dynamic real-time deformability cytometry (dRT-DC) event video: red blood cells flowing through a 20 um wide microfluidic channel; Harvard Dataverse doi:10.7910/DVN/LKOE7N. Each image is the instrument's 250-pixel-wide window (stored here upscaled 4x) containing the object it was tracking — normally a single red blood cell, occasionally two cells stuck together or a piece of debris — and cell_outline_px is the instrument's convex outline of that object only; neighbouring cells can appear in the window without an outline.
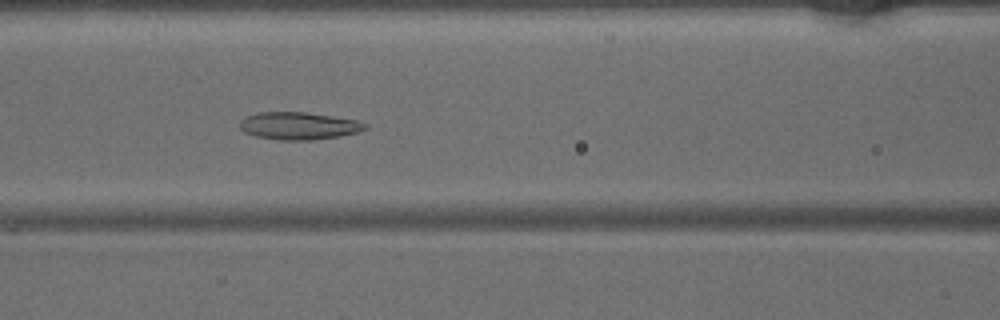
{"species": "common noctule bat (a hibernating species)", "species_latin": "Nyctalus noctula", "temperature_condition": "warm", "stored_images_in_passage": 46, "camera_frame_rate_fps": 3000, "um_per_image_px": 0.085, "animal": {"sex": "male", "body_mass_g": 15.6}, "frame": {"image": 1, "passage_image": 19, "time_ms": 6.0, "image_size_px": [1000, 320], "cell_outline_px": [[368, 128], [360, 132], [340, 136], [312, 140], [280, 140], [256, 136], [244, 132], [240, 128], [240, 120], [244, 116], [260, 112], [304, 112], [332, 116], [356, 120], [368, 124]], "centroid_in_image_um": [25.4, 10.7], "position_along_channel_um": 141.2, "area_um2": 20.17}}
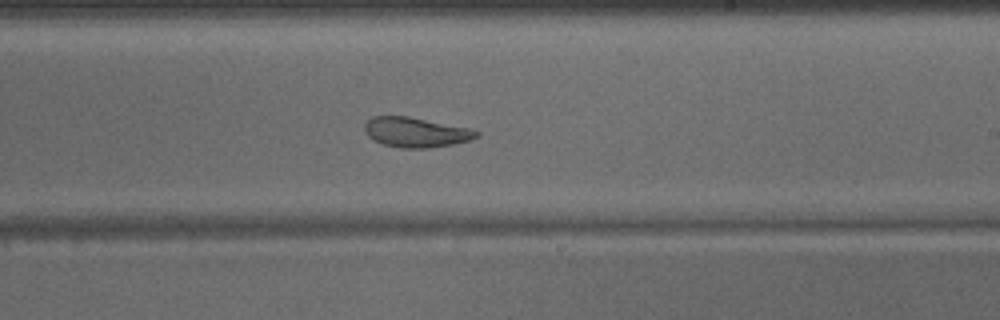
{"frame": {"image": 2, "passage_image": 27, "time_ms": 8.667, "image_size_px": [1000, 320], "cell_outline_px": [[480, 136], [468, 140], [452, 144], [428, 148], [400, 148], [384, 144], [372, 140], [364, 132], [364, 124], [372, 116], [408, 116], [472, 128], [480, 132]], "centroid_in_image_um": [35.34, 11.23], "position_along_channel_um": 253.7, "area_um2": 19.65}}
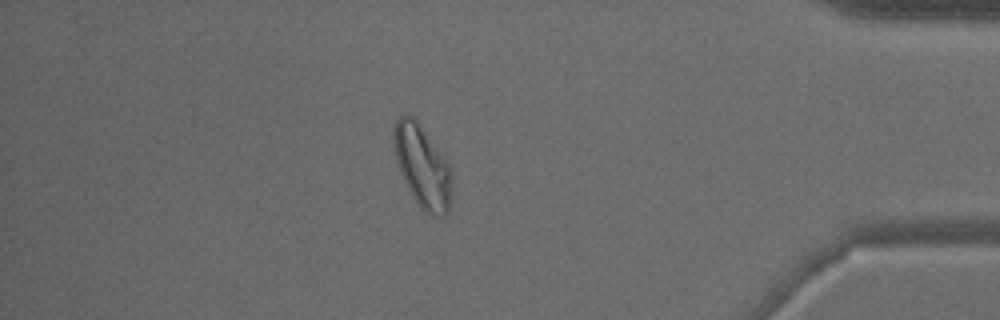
{"frame": {"image": 3, "passage_image": 40, "time_ms": 13.0, "image_size_px": [1000, 320], "cell_outline_px": [[452, 176], [448, 212], [444, 216], [432, 216], [424, 212], [420, 208], [412, 196], [400, 172], [396, 160], [392, 136], [392, 128], [396, 120], [404, 112], [412, 116], [416, 120], [448, 164]], "centroid_in_image_um": [35.86, 14.15], "position_along_channel_um": 399.3, "area_um2": 27.63}}